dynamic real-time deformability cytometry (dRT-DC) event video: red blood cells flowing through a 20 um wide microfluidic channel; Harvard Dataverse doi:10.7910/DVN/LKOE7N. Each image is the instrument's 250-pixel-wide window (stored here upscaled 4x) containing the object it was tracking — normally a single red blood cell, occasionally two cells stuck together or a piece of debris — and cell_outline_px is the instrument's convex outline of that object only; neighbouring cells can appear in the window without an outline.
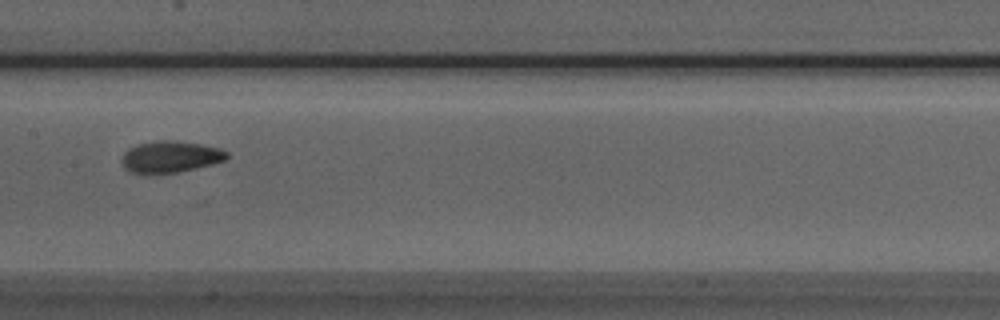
{"species": "Egyptian fruit bat (a non-hibernating species)", "species_latin": "Rousettus aegyptiacus", "temperature_condition": "room temperature", "stored_images_in_passage": 8, "camera_frame_rate_fps": 3000, "um_per_image_px": 0.085, "animal": {"sex": "male"}, "frame": {"image": 1, "passage_image": 8, "time_ms": 2.333, "image_size_px": [1000, 320], "cell_outline_px": [[228, 156], [224, 160], [212, 164], [180, 172], [144, 176], [128, 172], [124, 168], [120, 160], [124, 152], [128, 148], [136, 144], [160, 140], [176, 140], [200, 144], [220, 148], [228, 152]], "centroid_in_image_um": [14.4, 13.36], "position_along_channel_um": 193.0, "area_um2": 20.0}}